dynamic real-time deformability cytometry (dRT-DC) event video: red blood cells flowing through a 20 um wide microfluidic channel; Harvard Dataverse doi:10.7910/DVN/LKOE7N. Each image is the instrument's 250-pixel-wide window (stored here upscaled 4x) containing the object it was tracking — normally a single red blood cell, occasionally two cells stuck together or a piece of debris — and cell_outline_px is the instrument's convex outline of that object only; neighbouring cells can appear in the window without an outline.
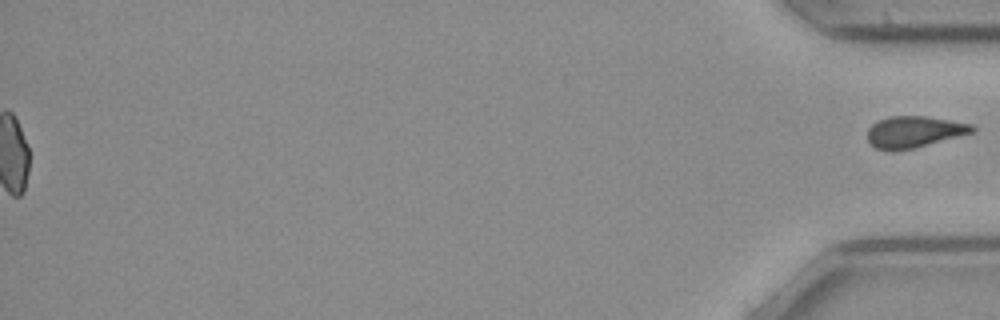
{"species": "common noctule bat (a hibernating species)", "species_latin": "Nyctalus noctula", "temperature_condition": "cold", "stored_images_in_passage": 48, "segment_of_instrument_passage": [2, 2], "camera_frame_rate_fps": 3000, "um_per_image_px": 0.085, "animal": {"sex": "female", "body_mass_g": 21.9}, "frame": {"image": 1, "passage_image": 48, "time_ms": 15.667, "image_size_px": [1000, 320], "cell_outline_px": [[976, 132], [916, 148], [892, 152], [888, 152], [876, 148], [868, 140], [868, 128], [872, 124], [888, 116], [928, 116], [972, 124], [976, 128]], "centroid_in_image_um": [77.73, 11.22], "position_along_channel_um": 357.5, "area_um2": 19.59}}